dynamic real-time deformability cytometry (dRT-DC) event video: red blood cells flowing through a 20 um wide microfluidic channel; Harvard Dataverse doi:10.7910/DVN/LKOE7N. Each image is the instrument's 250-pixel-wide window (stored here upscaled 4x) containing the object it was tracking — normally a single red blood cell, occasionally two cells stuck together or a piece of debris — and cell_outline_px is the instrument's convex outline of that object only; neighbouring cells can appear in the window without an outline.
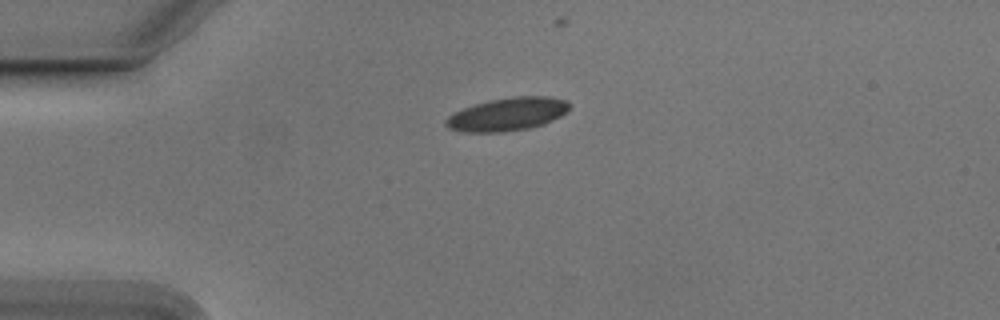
{"species": "Egyptian fruit bat (a non-hibernating species)", "species_latin": "Rousettus aegyptiacus", "temperature_condition": "cold", "stored_images_in_passage": 31, "camera_frame_rate_fps": 3000, "um_per_image_px": 0.085, "animal": {"sex": "male"}, "frame": {"image": 1, "passage_image": 1, "time_ms": 0.0, "image_size_px": [1000, 320], "cell_outline_px": [[568, 112], [544, 124], [528, 128], [500, 132], [460, 132], [448, 128], [444, 124], [444, 120], [452, 112], [488, 100], [512, 96], [548, 96], [564, 100], [568, 104]], "centroid_in_image_um": [43.08, 9.71], "position_along_channel_um": 41.9, "area_um2": 23.87}}
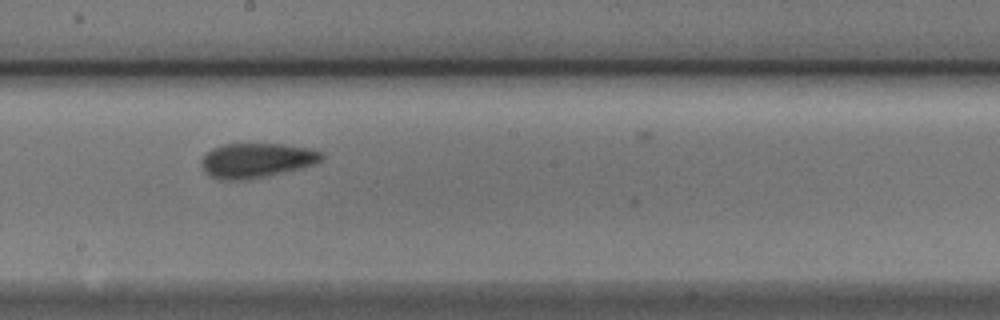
{"frame": {"image": 2, "passage_image": 18, "time_ms": 5.667, "image_size_px": [1000, 320], "cell_outline_px": [[324, 156], [316, 164], [300, 168], [264, 176], [244, 180], [220, 180], [208, 176], [204, 172], [200, 164], [200, 160], [212, 148], [224, 144], [280, 144], [308, 148], [324, 152]], "centroid_in_image_um": [21.76, 13.63], "position_along_channel_um": 226.4, "area_um2": 24.28}}
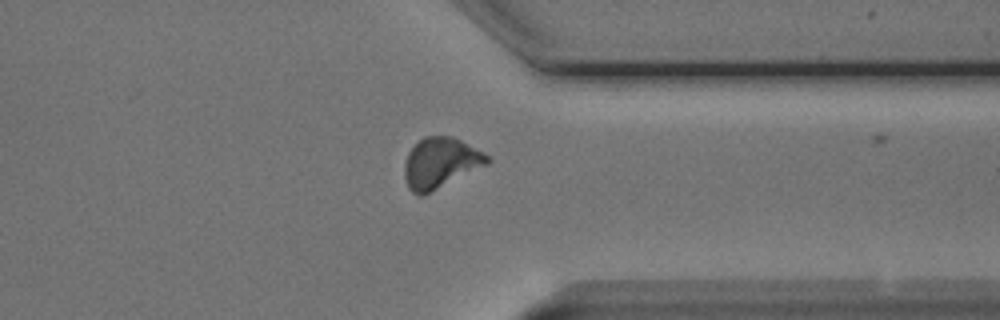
{"frame": {"image": 3, "passage_image": 30, "time_ms": 9.667, "image_size_px": [1000, 320], "cell_outline_px": [[492, 160], [488, 164], [424, 196], [416, 196], [408, 188], [404, 176], [404, 164], [408, 152], [424, 136], [452, 136], [484, 152]], "centroid_in_image_um": [37.43, 13.87], "position_along_channel_um": 374.0, "area_um2": 24.57}}